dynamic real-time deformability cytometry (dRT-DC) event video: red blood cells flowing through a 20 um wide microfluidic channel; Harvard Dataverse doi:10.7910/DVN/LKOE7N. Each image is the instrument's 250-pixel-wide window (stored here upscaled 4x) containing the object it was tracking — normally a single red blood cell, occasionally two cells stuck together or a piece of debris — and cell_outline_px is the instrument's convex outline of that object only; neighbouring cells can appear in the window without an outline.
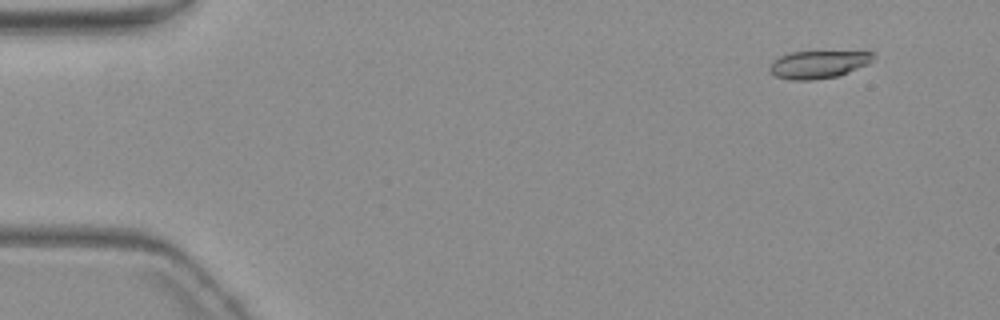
{"species": "common noctule bat (a hibernating species)", "species_latin": "Nyctalus noctula", "temperature_condition": "warm", "stored_images_in_passage": 5, "camera_frame_rate_fps": 3000, "um_per_image_px": 0.085, "animal": {"sex": "female", "body_mass_g": 19.3, "forearm_length_mm": 54.1}, "frame": {"image": 1, "passage_image": 2, "time_ms": 1.333, "image_size_px": [1000, 320], "cell_outline_px": [[876, 56], [868, 64], [840, 76], [812, 80], [792, 80], [776, 76], [768, 72], [768, 64], [772, 60], [788, 52], [872, 52]], "centroid_in_image_um": [69.51, 5.49], "position_along_channel_um": 15.5, "area_um2": 16.88}}
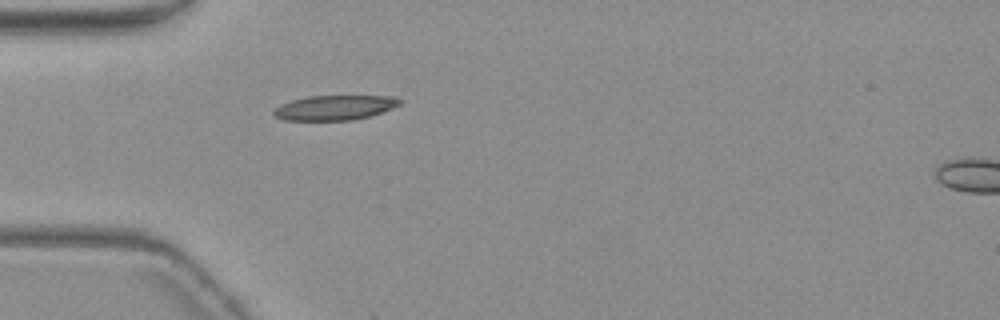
{"frame": {"image": 2, "passage_image": 5, "time_ms": 5.667, "image_size_px": [1000, 320], "cell_outline_px": [[404, 100], [400, 104], [392, 108], [368, 116], [352, 120], [284, 120], [276, 116], [272, 112], [280, 104], [292, 100], [308, 96], [396, 96]], "centroid_in_image_um": [28.47, 9.14], "position_along_channel_um": 56.5, "area_um2": 18.09}}